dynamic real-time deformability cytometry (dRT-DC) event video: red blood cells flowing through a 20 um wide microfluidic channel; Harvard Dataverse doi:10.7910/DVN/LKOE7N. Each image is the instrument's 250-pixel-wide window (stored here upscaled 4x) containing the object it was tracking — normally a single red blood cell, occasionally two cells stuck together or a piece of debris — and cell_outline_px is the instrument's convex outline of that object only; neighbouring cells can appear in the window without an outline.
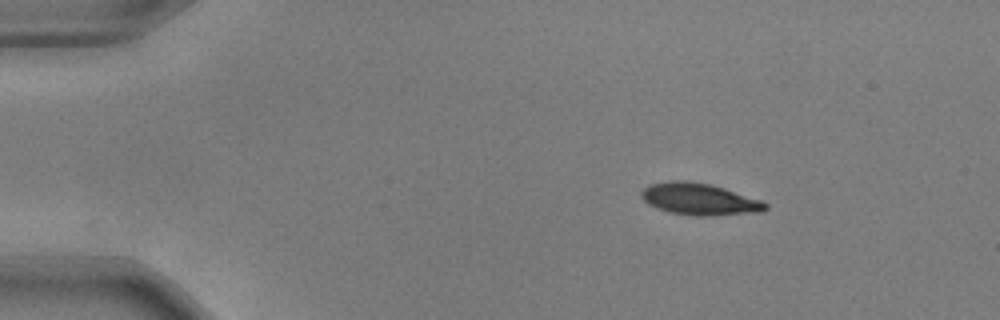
{"species": "common noctule bat (a hibernating species)", "species_latin": "Nyctalus noctula", "temperature_condition": "warm", "stored_images_in_passage": 46, "camera_frame_rate_fps": 3000, "um_per_image_px": 0.085, "animal": {"sex": "male", "body_mass_g": 17.9, "forearm_length_mm": 54.2}, "frame": {"image": 1, "passage_image": 1, "time_ms": 0.0, "image_size_px": [1000, 320], "cell_outline_px": [[768, 208], [760, 212], [712, 216], [696, 216], [672, 212], [648, 204], [640, 196], [640, 192], [648, 184], [668, 180], [688, 180], [712, 184], [764, 200], [768, 204]], "centroid_in_image_um": [59.49, 16.91], "position_along_channel_um": 25.5, "area_um2": 23.35}}
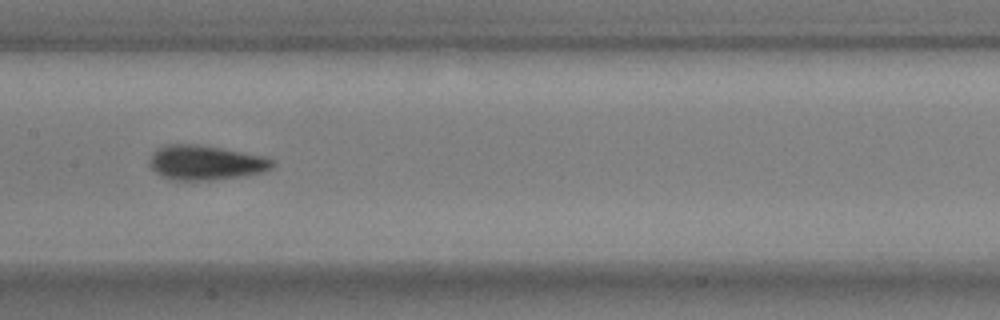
{"frame": {"image": 2, "passage_image": 20, "time_ms": 6.333, "image_size_px": [1000, 320], "cell_outline_px": [[276, 164], [272, 168], [264, 172], [244, 176], [220, 180], [176, 180], [160, 176], [148, 164], [148, 160], [152, 152], [156, 148], [164, 144], [200, 144], [264, 156], [276, 160]], "centroid_in_image_um": [17.49, 13.82], "position_along_channel_um": 189.9, "area_um2": 25.37}}
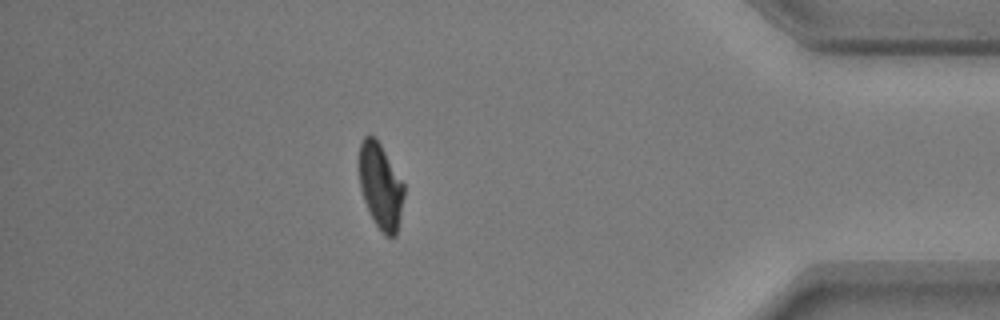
{"frame": {"image": 3, "passage_image": 40, "time_ms": 13.0, "image_size_px": [1000, 320], "cell_outline_px": [[404, 196], [396, 236], [384, 236], [376, 224], [364, 200], [360, 188], [356, 168], [360, 144], [364, 136], [372, 136], [380, 144], [404, 184]], "centroid_in_image_um": [32.3, 15.8], "position_along_channel_um": 402.9, "area_um2": 22.43}, "authors_computed_cell_mechanics": {"area_um2": 23.7847, "velocity_mm_per_s": 3.768, "shape_relaxation_time_tau1_ms": 2.8819, "shape_relaxation_time_tau2_ms": 1.3932, "deformation_change_tau1": 0.1679, "deformation_change_tau2": 0.0639}}